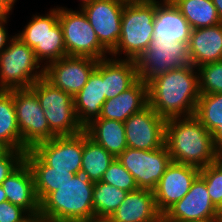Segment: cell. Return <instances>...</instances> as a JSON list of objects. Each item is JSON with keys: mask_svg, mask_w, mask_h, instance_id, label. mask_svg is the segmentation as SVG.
I'll return each instance as SVG.
<instances>
[{"mask_svg": "<svg viewBox=\"0 0 222 222\" xmlns=\"http://www.w3.org/2000/svg\"><path fill=\"white\" fill-rule=\"evenodd\" d=\"M166 121L149 105L131 115L125 122L127 147L154 150L165 145Z\"/></svg>", "mask_w": 222, "mask_h": 222, "instance_id": "cell-14", "label": "cell"}, {"mask_svg": "<svg viewBox=\"0 0 222 222\" xmlns=\"http://www.w3.org/2000/svg\"><path fill=\"white\" fill-rule=\"evenodd\" d=\"M25 161L30 166L35 183V191L39 202L49 193L58 190L73 174L61 170H53L47 166L31 149L25 152Z\"/></svg>", "mask_w": 222, "mask_h": 222, "instance_id": "cell-26", "label": "cell"}, {"mask_svg": "<svg viewBox=\"0 0 222 222\" xmlns=\"http://www.w3.org/2000/svg\"><path fill=\"white\" fill-rule=\"evenodd\" d=\"M28 215L25 209L9 201L0 203V222H21Z\"/></svg>", "mask_w": 222, "mask_h": 222, "instance_id": "cell-36", "label": "cell"}, {"mask_svg": "<svg viewBox=\"0 0 222 222\" xmlns=\"http://www.w3.org/2000/svg\"><path fill=\"white\" fill-rule=\"evenodd\" d=\"M17 0H0V13H11Z\"/></svg>", "mask_w": 222, "mask_h": 222, "instance_id": "cell-39", "label": "cell"}, {"mask_svg": "<svg viewBox=\"0 0 222 222\" xmlns=\"http://www.w3.org/2000/svg\"><path fill=\"white\" fill-rule=\"evenodd\" d=\"M31 150L53 170L79 174L82 165L83 131L73 136H56L38 143Z\"/></svg>", "mask_w": 222, "mask_h": 222, "instance_id": "cell-12", "label": "cell"}, {"mask_svg": "<svg viewBox=\"0 0 222 222\" xmlns=\"http://www.w3.org/2000/svg\"><path fill=\"white\" fill-rule=\"evenodd\" d=\"M84 132L115 158L127 148L124 122L96 118L84 127Z\"/></svg>", "mask_w": 222, "mask_h": 222, "instance_id": "cell-25", "label": "cell"}, {"mask_svg": "<svg viewBox=\"0 0 222 222\" xmlns=\"http://www.w3.org/2000/svg\"><path fill=\"white\" fill-rule=\"evenodd\" d=\"M10 13H0V53L7 48L15 35H9L6 28ZM6 24V25H5Z\"/></svg>", "mask_w": 222, "mask_h": 222, "instance_id": "cell-37", "label": "cell"}, {"mask_svg": "<svg viewBox=\"0 0 222 222\" xmlns=\"http://www.w3.org/2000/svg\"><path fill=\"white\" fill-rule=\"evenodd\" d=\"M15 35L33 49L37 60L44 67L67 56L58 6L45 15H32L24 29Z\"/></svg>", "mask_w": 222, "mask_h": 222, "instance_id": "cell-5", "label": "cell"}, {"mask_svg": "<svg viewBox=\"0 0 222 222\" xmlns=\"http://www.w3.org/2000/svg\"><path fill=\"white\" fill-rule=\"evenodd\" d=\"M86 222H114L110 217H98L93 216L91 219Z\"/></svg>", "mask_w": 222, "mask_h": 222, "instance_id": "cell-40", "label": "cell"}, {"mask_svg": "<svg viewBox=\"0 0 222 222\" xmlns=\"http://www.w3.org/2000/svg\"><path fill=\"white\" fill-rule=\"evenodd\" d=\"M25 152L7 149L0 156V185L25 161Z\"/></svg>", "mask_w": 222, "mask_h": 222, "instance_id": "cell-35", "label": "cell"}, {"mask_svg": "<svg viewBox=\"0 0 222 222\" xmlns=\"http://www.w3.org/2000/svg\"><path fill=\"white\" fill-rule=\"evenodd\" d=\"M13 101L21 134V151L57 136L50 129L37 95L30 88L13 89Z\"/></svg>", "mask_w": 222, "mask_h": 222, "instance_id": "cell-9", "label": "cell"}, {"mask_svg": "<svg viewBox=\"0 0 222 222\" xmlns=\"http://www.w3.org/2000/svg\"><path fill=\"white\" fill-rule=\"evenodd\" d=\"M116 158L83 131V154L81 172L90 181L98 182Z\"/></svg>", "mask_w": 222, "mask_h": 222, "instance_id": "cell-28", "label": "cell"}, {"mask_svg": "<svg viewBox=\"0 0 222 222\" xmlns=\"http://www.w3.org/2000/svg\"><path fill=\"white\" fill-rule=\"evenodd\" d=\"M100 181L127 192L138 189L134 177L117 159L109 165Z\"/></svg>", "mask_w": 222, "mask_h": 222, "instance_id": "cell-33", "label": "cell"}, {"mask_svg": "<svg viewBox=\"0 0 222 222\" xmlns=\"http://www.w3.org/2000/svg\"><path fill=\"white\" fill-rule=\"evenodd\" d=\"M127 191L101 181L94 182L93 209L95 216L111 217L126 198Z\"/></svg>", "mask_w": 222, "mask_h": 222, "instance_id": "cell-30", "label": "cell"}, {"mask_svg": "<svg viewBox=\"0 0 222 222\" xmlns=\"http://www.w3.org/2000/svg\"><path fill=\"white\" fill-rule=\"evenodd\" d=\"M220 218L219 210L212 203L205 181L198 176L188 193L163 216L165 222L201 221Z\"/></svg>", "mask_w": 222, "mask_h": 222, "instance_id": "cell-17", "label": "cell"}, {"mask_svg": "<svg viewBox=\"0 0 222 222\" xmlns=\"http://www.w3.org/2000/svg\"><path fill=\"white\" fill-rule=\"evenodd\" d=\"M30 89L37 95L50 129L57 136H73L84 131L78 122L70 94L55 87L44 76Z\"/></svg>", "mask_w": 222, "mask_h": 222, "instance_id": "cell-7", "label": "cell"}, {"mask_svg": "<svg viewBox=\"0 0 222 222\" xmlns=\"http://www.w3.org/2000/svg\"><path fill=\"white\" fill-rule=\"evenodd\" d=\"M165 145L176 163L199 169L214 163L216 151L212 134L195 115L168 119Z\"/></svg>", "mask_w": 222, "mask_h": 222, "instance_id": "cell-2", "label": "cell"}, {"mask_svg": "<svg viewBox=\"0 0 222 222\" xmlns=\"http://www.w3.org/2000/svg\"><path fill=\"white\" fill-rule=\"evenodd\" d=\"M200 169L172 161L153 190L158 211L163 216L190 190Z\"/></svg>", "mask_w": 222, "mask_h": 222, "instance_id": "cell-15", "label": "cell"}, {"mask_svg": "<svg viewBox=\"0 0 222 222\" xmlns=\"http://www.w3.org/2000/svg\"><path fill=\"white\" fill-rule=\"evenodd\" d=\"M188 46L191 64L199 67L222 60V23L192 29Z\"/></svg>", "mask_w": 222, "mask_h": 222, "instance_id": "cell-23", "label": "cell"}, {"mask_svg": "<svg viewBox=\"0 0 222 222\" xmlns=\"http://www.w3.org/2000/svg\"><path fill=\"white\" fill-rule=\"evenodd\" d=\"M147 85L148 105L165 120L195 114L200 90L198 70L192 64L159 74Z\"/></svg>", "mask_w": 222, "mask_h": 222, "instance_id": "cell-1", "label": "cell"}, {"mask_svg": "<svg viewBox=\"0 0 222 222\" xmlns=\"http://www.w3.org/2000/svg\"><path fill=\"white\" fill-rule=\"evenodd\" d=\"M139 79L148 82L155 76L191 64L185 42L153 37L148 48L135 60Z\"/></svg>", "mask_w": 222, "mask_h": 222, "instance_id": "cell-10", "label": "cell"}, {"mask_svg": "<svg viewBox=\"0 0 222 222\" xmlns=\"http://www.w3.org/2000/svg\"><path fill=\"white\" fill-rule=\"evenodd\" d=\"M212 2L216 7L220 20L222 21V0H212Z\"/></svg>", "mask_w": 222, "mask_h": 222, "instance_id": "cell-41", "label": "cell"}, {"mask_svg": "<svg viewBox=\"0 0 222 222\" xmlns=\"http://www.w3.org/2000/svg\"><path fill=\"white\" fill-rule=\"evenodd\" d=\"M139 80L135 60L103 59V88L107 99H112L132 87Z\"/></svg>", "mask_w": 222, "mask_h": 222, "instance_id": "cell-24", "label": "cell"}, {"mask_svg": "<svg viewBox=\"0 0 222 222\" xmlns=\"http://www.w3.org/2000/svg\"><path fill=\"white\" fill-rule=\"evenodd\" d=\"M59 23L63 30L67 55L91 57L96 60L110 57V52L99 42L82 9L59 7Z\"/></svg>", "mask_w": 222, "mask_h": 222, "instance_id": "cell-8", "label": "cell"}, {"mask_svg": "<svg viewBox=\"0 0 222 222\" xmlns=\"http://www.w3.org/2000/svg\"><path fill=\"white\" fill-rule=\"evenodd\" d=\"M188 222H222V220L220 218H212L201 221H188Z\"/></svg>", "mask_w": 222, "mask_h": 222, "instance_id": "cell-45", "label": "cell"}, {"mask_svg": "<svg viewBox=\"0 0 222 222\" xmlns=\"http://www.w3.org/2000/svg\"><path fill=\"white\" fill-rule=\"evenodd\" d=\"M186 18L192 29L222 23L212 0H171Z\"/></svg>", "mask_w": 222, "mask_h": 222, "instance_id": "cell-29", "label": "cell"}, {"mask_svg": "<svg viewBox=\"0 0 222 222\" xmlns=\"http://www.w3.org/2000/svg\"><path fill=\"white\" fill-rule=\"evenodd\" d=\"M219 217L222 220V208L219 210Z\"/></svg>", "mask_w": 222, "mask_h": 222, "instance_id": "cell-49", "label": "cell"}, {"mask_svg": "<svg viewBox=\"0 0 222 222\" xmlns=\"http://www.w3.org/2000/svg\"><path fill=\"white\" fill-rule=\"evenodd\" d=\"M93 187L82 173L75 174L58 190L49 193L41 202L39 216L45 222H86L94 214Z\"/></svg>", "mask_w": 222, "mask_h": 222, "instance_id": "cell-3", "label": "cell"}, {"mask_svg": "<svg viewBox=\"0 0 222 222\" xmlns=\"http://www.w3.org/2000/svg\"><path fill=\"white\" fill-rule=\"evenodd\" d=\"M0 143L8 150H21L13 90H0Z\"/></svg>", "mask_w": 222, "mask_h": 222, "instance_id": "cell-27", "label": "cell"}, {"mask_svg": "<svg viewBox=\"0 0 222 222\" xmlns=\"http://www.w3.org/2000/svg\"><path fill=\"white\" fill-rule=\"evenodd\" d=\"M192 28L171 0H156L153 37L188 44Z\"/></svg>", "mask_w": 222, "mask_h": 222, "instance_id": "cell-20", "label": "cell"}, {"mask_svg": "<svg viewBox=\"0 0 222 222\" xmlns=\"http://www.w3.org/2000/svg\"><path fill=\"white\" fill-rule=\"evenodd\" d=\"M194 115L212 134L222 125V93L200 94Z\"/></svg>", "mask_w": 222, "mask_h": 222, "instance_id": "cell-31", "label": "cell"}, {"mask_svg": "<svg viewBox=\"0 0 222 222\" xmlns=\"http://www.w3.org/2000/svg\"><path fill=\"white\" fill-rule=\"evenodd\" d=\"M155 14L156 0L125 2L120 38L117 46L110 52V56L116 59L136 60L153 39ZM121 53L124 54V58L120 57Z\"/></svg>", "mask_w": 222, "mask_h": 222, "instance_id": "cell-4", "label": "cell"}, {"mask_svg": "<svg viewBox=\"0 0 222 222\" xmlns=\"http://www.w3.org/2000/svg\"><path fill=\"white\" fill-rule=\"evenodd\" d=\"M41 217L39 215H31L29 214L23 221L21 222H40Z\"/></svg>", "mask_w": 222, "mask_h": 222, "instance_id": "cell-43", "label": "cell"}, {"mask_svg": "<svg viewBox=\"0 0 222 222\" xmlns=\"http://www.w3.org/2000/svg\"><path fill=\"white\" fill-rule=\"evenodd\" d=\"M116 159L134 177L138 188L152 191L172 162L166 145L154 150L127 147Z\"/></svg>", "mask_w": 222, "mask_h": 222, "instance_id": "cell-11", "label": "cell"}, {"mask_svg": "<svg viewBox=\"0 0 222 222\" xmlns=\"http://www.w3.org/2000/svg\"><path fill=\"white\" fill-rule=\"evenodd\" d=\"M98 60L84 56H64L44 67V77L55 87L74 97L87 83Z\"/></svg>", "mask_w": 222, "mask_h": 222, "instance_id": "cell-13", "label": "cell"}, {"mask_svg": "<svg viewBox=\"0 0 222 222\" xmlns=\"http://www.w3.org/2000/svg\"><path fill=\"white\" fill-rule=\"evenodd\" d=\"M124 4L123 0H94L82 8L99 42L109 52L117 46L120 38Z\"/></svg>", "mask_w": 222, "mask_h": 222, "instance_id": "cell-16", "label": "cell"}, {"mask_svg": "<svg viewBox=\"0 0 222 222\" xmlns=\"http://www.w3.org/2000/svg\"><path fill=\"white\" fill-rule=\"evenodd\" d=\"M106 101L103 88V59L98 60L84 87L73 97L78 122L84 128L100 117L101 108Z\"/></svg>", "mask_w": 222, "mask_h": 222, "instance_id": "cell-18", "label": "cell"}, {"mask_svg": "<svg viewBox=\"0 0 222 222\" xmlns=\"http://www.w3.org/2000/svg\"><path fill=\"white\" fill-rule=\"evenodd\" d=\"M200 94L222 93V60L197 67Z\"/></svg>", "mask_w": 222, "mask_h": 222, "instance_id": "cell-32", "label": "cell"}, {"mask_svg": "<svg viewBox=\"0 0 222 222\" xmlns=\"http://www.w3.org/2000/svg\"><path fill=\"white\" fill-rule=\"evenodd\" d=\"M94 0H81V4L79 5V9H82L84 6L92 3Z\"/></svg>", "mask_w": 222, "mask_h": 222, "instance_id": "cell-46", "label": "cell"}, {"mask_svg": "<svg viewBox=\"0 0 222 222\" xmlns=\"http://www.w3.org/2000/svg\"><path fill=\"white\" fill-rule=\"evenodd\" d=\"M125 2H149V1H153V0H123Z\"/></svg>", "mask_w": 222, "mask_h": 222, "instance_id": "cell-47", "label": "cell"}, {"mask_svg": "<svg viewBox=\"0 0 222 222\" xmlns=\"http://www.w3.org/2000/svg\"><path fill=\"white\" fill-rule=\"evenodd\" d=\"M148 106V85L138 80L132 87L112 99H107L99 118L125 122L131 115Z\"/></svg>", "mask_w": 222, "mask_h": 222, "instance_id": "cell-21", "label": "cell"}, {"mask_svg": "<svg viewBox=\"0 0 222 222\" xmlns=\"http://www.w3.org/2000/svg\"><path fill=\"white\" fill-rule=\"evenodd\" d=\"M212 137L216 153H222V125L212 133Z\"/></svg>", "mask_w": 222, "mask_h": 222, "instance_id": "cell-38", "label": "cell"}, {"mask_svg": "<svg viewBox=\"0 0 222 222\" xmlns=\"http://www.w3.org/2000/svg\"><path fill=\"white\" fill-rule=\"evenodd\" d=\"M44 76V66L17 35L0 53V90L30 88Z\"/></svg>", "mask_w": 222, "mask_h": 222, "instance_id": "cell-6", "label": "cell"}, {"mask_svg": "<svg viewBox=\"0 0 222 222\" xmlns=\"http://www.w3.org/2000/svg\"><path fill=\"white\" fill-rule=\"evenodd\" d=\"M110 218L114 222H160L162 215L157 209L154 192L138 188L128 192Z\"/></svg>", "mask_w": 222, "mask_h": 222, "instance_id": "cell-22", "label": "cell"}, {"mask_svg": "<svg viewBox=\"0 0 222 222\" xmlns=\"http://www.w3.org/2000/svg\"><path fill=\"white\" fill-rule=\"evenodd\" d=\"M1 186L7 201L22 207L31 215H39L40 202L35 191L34 176L26 161L9 175Z\"/></svg>", "mask_w": 222, "mask_h": 222, "instance_id": "cell-19", "label": "cell"}, {"mask_svg": "<svg viewBox=\"0 0 222 222\" xmlns=\"http://www.w3.org/2000/svg\"><path fill=\"white\" fill-rule=\"evenodd\" d=\"M214 164L222 172V153H216L215 159H214Z\"/></svg>", "mask_w": 222, "mask_h": 222, "instance_id": "cell-42", "label": "cell"}, {"mask_svg": "<svg viewBox=\"0 0 222 222\" xmlns=\"http://www.w3.org/2000/svg\"><path fill=\"white\" fill-rule=\"evenodd\" d=\"M7 150V148L0 143V156Z\"/></svg>", "mask_w": 222, "mask_h": 222, "instance_id": "cell-48", "label": "cell"}, {"mask_svg": "<svg viewBox=\"0 0 222 222\" xmlns=\"http://www.w3.org/2000/svg\"><path fill=\"white\" fill-rule=\"evenodd\" d=\"M7 201L6 193L3 190V187L0 185V203Z\"/></svg>", "mask_w": 222, "mask_h": 222, "instance_id": "cell-44", "label": "cell"}, {"mask_svg": "<svg viewBox=\"0 0 222 222\" xmlns=\"http://www.w3.org/2000/svg\"><path fill=\"white\" fill-rule=\"evenodd\" d=\"M199 176L206 183L212 203L220 210L222 208V172L213 163L201 168Z\"/></svg>", "mask_w": 222, "mask_h": 222, "instance_id": "cell-34", "label": "cell"}]
</instances>
